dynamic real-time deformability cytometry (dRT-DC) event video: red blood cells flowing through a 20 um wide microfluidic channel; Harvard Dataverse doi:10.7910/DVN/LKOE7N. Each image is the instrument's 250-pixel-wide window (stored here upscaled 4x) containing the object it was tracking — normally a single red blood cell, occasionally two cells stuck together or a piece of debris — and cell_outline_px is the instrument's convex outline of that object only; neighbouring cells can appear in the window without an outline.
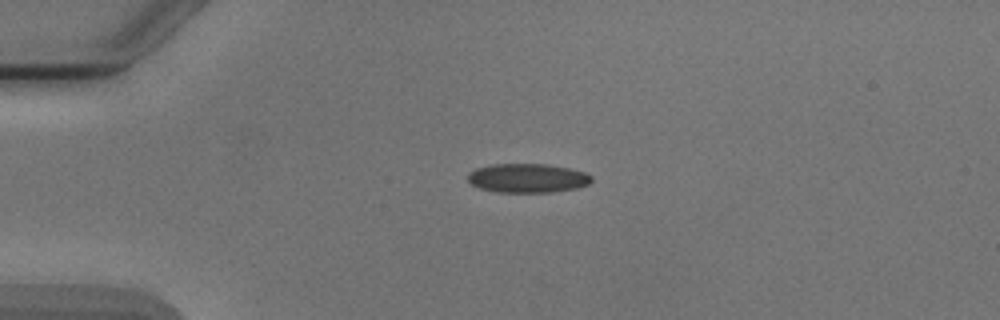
{"species": "Egyptian fruit bat (a non-hibernating species)", "species_latin": "Rousettus aegyptiacus", "temperature_condition": "cold", "stored_images_in_passage": 7, "camera_frame_rate_fps": 3000, "um_per_image_px": 0.085, "animal": {"sex": "male"}, "frame": {"image": 1, "passage_image": 2, "time_ms": 1.0, "image_size_px": [1000, 320], "cell_outline_px": [[592, 180], [588, 184], [576, 188], [552, 192], [496, 192], [480, 188], [472, 184], [468, 180], [468, 172], [476, 168], [492, 164], [548, 164], [568, 168], [584, 172], [592, 176]], "centroid_in_image_um": [44.83, 15.13], "position_along_channel_um": 40.2, "area_um2": 20.92}}
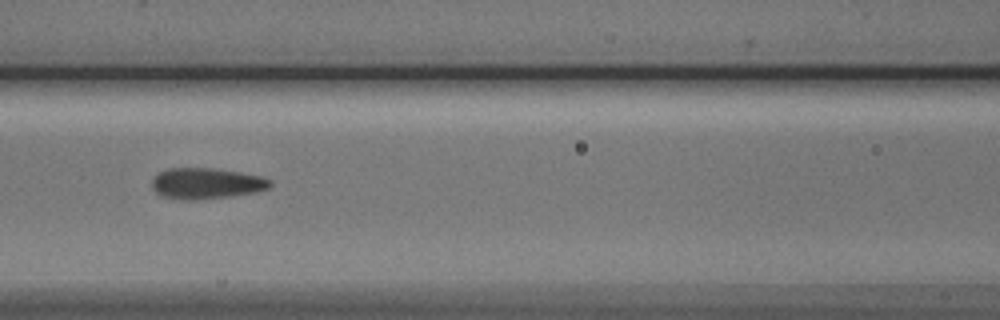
{"frame": {"image": 2, "passage_image": 5, "time_ms": 4.667, "image_size_px": [1000, 320], "cell_outline_px": [[272, 184], [268, 188], [256, 192], [232, 196], [196, 200], [180, 200], [164, 196], [156, 192], [152, 188], [152, 176], [168, 168], [212, 168], [240, 172], [260, 176], [272, 180]], "centroid_in_image_um": [17.53, 15.59], "position_along_channel_um": 149.1, "area_um2": 21.44}}
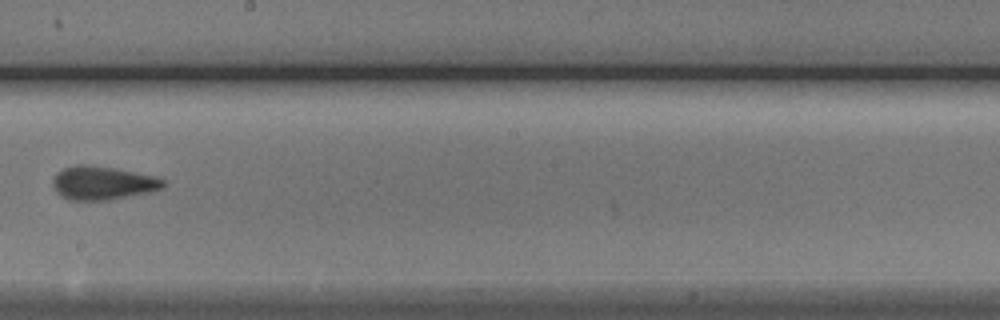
{"frame": {"image": 3, "passage_image": 7, "time_ms": 7.0, "image_size_px": [1000, 320], "cell_outline_px": [[164, 184], [160, 188], [148, 192], [108, 200], [68, 200], [60, 196], [56, 192], [52, 184], [52, 180], [56, 172], [64, 168], [76, 164], [80, 164], [112, 168], [156, 176], [164, 180]], "centroid_in_image_um": [8.65, 15.56], "position_along_channel_um": 239.5, "area_um2": 21.39}}